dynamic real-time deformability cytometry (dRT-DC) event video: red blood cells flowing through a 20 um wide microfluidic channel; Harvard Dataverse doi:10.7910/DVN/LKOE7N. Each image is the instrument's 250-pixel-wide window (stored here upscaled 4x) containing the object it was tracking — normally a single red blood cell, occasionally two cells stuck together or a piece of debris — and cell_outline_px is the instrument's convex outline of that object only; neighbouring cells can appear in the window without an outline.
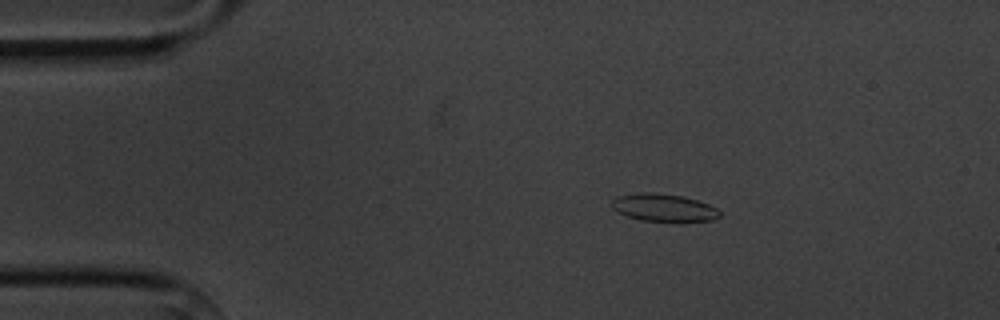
{"species": "common noctule bat (a hibernating species)", "species_latin": "Nyctalus noctula", "temperature_condition": "cold", "stored_images_in_passage": 6, "camera_frame_rate_fps": 3000, "um_per_image_px": 0.085, "animal": {"sex": "male", "body_mass_g": 20.1, "forearm_length_mm": 53.5}, "frame": {"image": 1, "passage_image": 3, "time_ms": 2.333, "image_size_px": [1000, 320], "cell_outline_px": [[720, 216], [712, 220], [644, 220], [628, 216], [612, 208], [612, 200], [616, 196], [636, 192], [652, 192], [684, 196], [708, 204], [716, 208], [720, 212]], "centroid_in_image_um": [56.38, 17.61], "position_along_channel_um": 28.6, "area_um2": 16.94}}
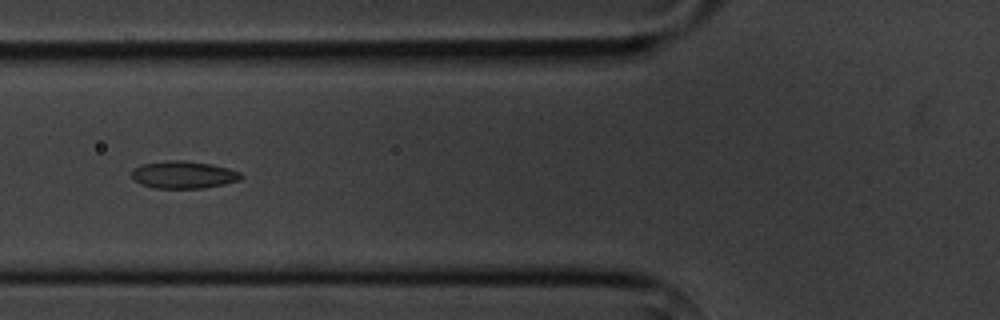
{"frame": {"image": 2, "passage_image": 6, "time_ms": 6.0, "image_size_px": [1000, 320], "cell_outline_px": [[244, 176], [240, 180], [224, 184], [204, 188], [156, 188], [140, 184], [132, 176], [132, 168], [140, 164], [168, 160], [184, 160], [212, 164], [228, 168], [240, 172]], "centroid_in_image_um": [15.6, 14.84], "position_along_channel_um": 110.2, "area_um2": 17.57}}